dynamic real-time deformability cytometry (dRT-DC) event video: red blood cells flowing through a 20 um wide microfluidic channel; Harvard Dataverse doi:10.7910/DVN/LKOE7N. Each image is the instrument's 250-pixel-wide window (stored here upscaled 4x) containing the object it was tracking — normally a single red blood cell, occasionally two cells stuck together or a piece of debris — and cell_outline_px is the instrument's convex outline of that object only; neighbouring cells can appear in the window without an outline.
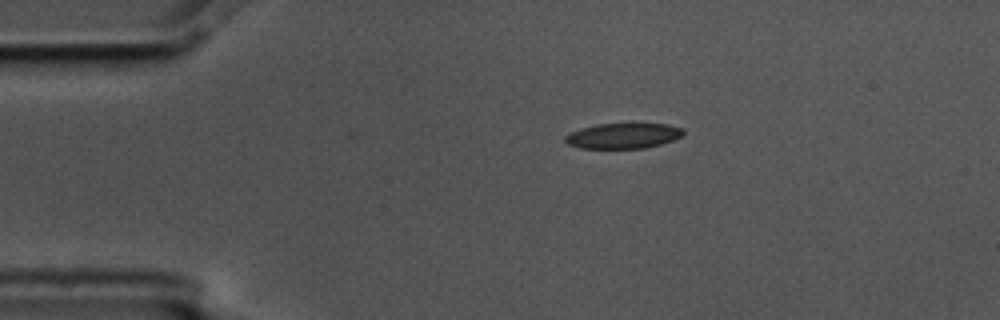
{"species": "common noctule bat (a hibernating species)", "species_latin": "Nyctalus noctula", "temperature_condition": "cold", "stored_images_in_passage": 4, "camera_frame_rate_fps": 3000, "um_per_image_px": 0.085, "animal": {"sex": "male", "body_mass_g": 17.5, "forearm_length_mm": 52.3}, "frame": {"image": 1, "passage_image": 4, "time_ms": 1.0, "image_size_px": [1000, 320], "cell_outline_px": [[684, 132], [680, 136], [672, 140], [660, 144], [644, 148], [580, 148], [568, 144], [564, 140], [564, 136], [580, 128], [596, 124], [632, 120], [668, 124], [684, 128]], "centroid_in_image_um": [52.99, 11.48], "position_along_channel_um": 32.0, "area_um2": 18.38}}